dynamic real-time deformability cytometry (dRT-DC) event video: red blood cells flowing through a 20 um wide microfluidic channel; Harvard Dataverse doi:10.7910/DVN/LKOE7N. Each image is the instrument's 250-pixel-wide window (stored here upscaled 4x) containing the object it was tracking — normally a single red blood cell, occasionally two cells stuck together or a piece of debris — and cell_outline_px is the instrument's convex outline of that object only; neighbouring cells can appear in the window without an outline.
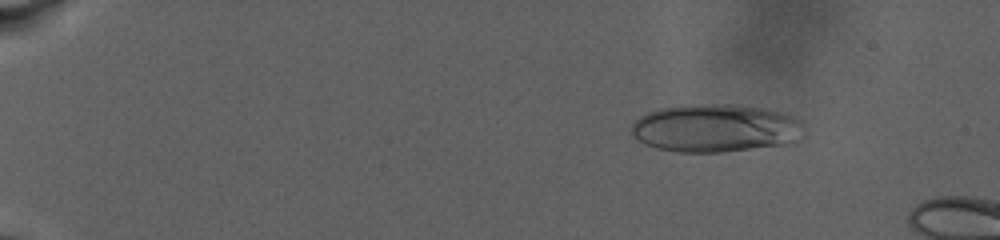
{"species": "human", "species_latin": "Homo sapiens", "temperature_condition": "warm", "stored_images_in_passage": 75, "camera_frame_rate_fps": 3000, "um_per_image_px": 0.085, "donor": {"sex": "male"}, "frame": {"image": 1, "passage_image": 34, "time_ms": 4.0, "image_size_px": [1000, 240], "cell_outline_px": [[804, 136], [784, 144], [720, 152], [676, 152], [656, 148], [644, 144], [632, 136], [632, 124], [640, 116], [648, 112], [660, 108], [712, 104], [728, 104], [764, 108], [780, 112], [792, 116], [800, 120], [804, 128]], "centroid_in_image_um": [60.81, 10.9], "position_along_channel_um": 24.2, "area_um2": 47.97}}